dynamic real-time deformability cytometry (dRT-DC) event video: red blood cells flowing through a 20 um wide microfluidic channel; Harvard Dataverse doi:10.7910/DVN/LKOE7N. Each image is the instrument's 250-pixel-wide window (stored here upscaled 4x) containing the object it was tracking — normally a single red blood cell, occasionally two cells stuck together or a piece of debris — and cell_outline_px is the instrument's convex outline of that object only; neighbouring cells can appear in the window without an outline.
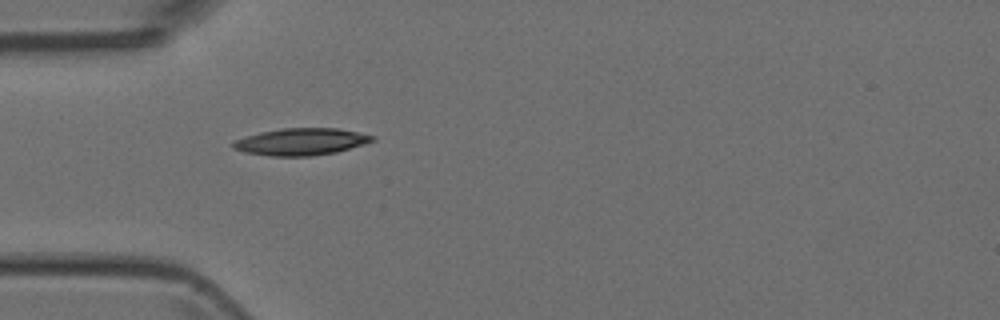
{"species": "Egyptian fruit bat (a non-hibernating species)", "species_latin": "Rousettus aegyptiacus", "temperature_condition": "room temperature", "stored_images_in_passage": 2, "camera_frame_rate_fps": 3000, "um_per_image_px": 0.085, "animal": {"sex": "female"}, "frame": {"image": 1, "passage_image": 2, "time_ms": 1.333, "image_size_px": [1000, 320], "cell_outline_px": [[376, 140], [364, 144], [336, 152], [312, 156], [268, 156], [244, 152], [232, 148], [232, 140], [260, 132], [280, 128], [336, 128], [376, 136]], "centroid_in_image_um": [25.56, 12.05], "position_along_channel_um": 59.4, "area_um2": 22.02}}